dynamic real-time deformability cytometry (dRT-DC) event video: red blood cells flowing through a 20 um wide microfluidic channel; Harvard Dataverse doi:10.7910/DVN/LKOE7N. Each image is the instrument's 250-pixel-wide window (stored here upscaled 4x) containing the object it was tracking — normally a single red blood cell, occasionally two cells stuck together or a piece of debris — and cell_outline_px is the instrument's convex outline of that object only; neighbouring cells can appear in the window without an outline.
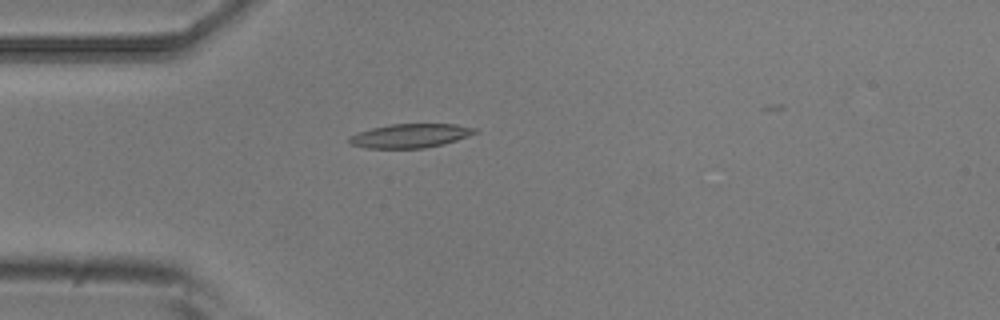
{"species": "common noctule bat (a hibernating species)", "species_latin": "Nyctalus noctula", "temperature_condition": "room temperature", "stored_images_in_passage": 5, "camera_frame_rate_fps": 3000, "um_per_image_px": 0.085, "animal": {"sex": "male", "body_mass_g": 20.5, "forearm_length_mm": 52.5}, "frame": {"image": 1, "passage_image": 5, "time_ms": 1.333, "image_size_px": [1000, 320], "cell_outline_px": [[480, 132], [444, 144], [424, 148], [364, 148], [348, 144], [348, 136], [372, 128], [392, 124], [456, 124], [476, 128]], "centroid_in_image_um": [34.87, 11.54], "position_along_channel_um": 50.1, "area_um2": 17.63}}